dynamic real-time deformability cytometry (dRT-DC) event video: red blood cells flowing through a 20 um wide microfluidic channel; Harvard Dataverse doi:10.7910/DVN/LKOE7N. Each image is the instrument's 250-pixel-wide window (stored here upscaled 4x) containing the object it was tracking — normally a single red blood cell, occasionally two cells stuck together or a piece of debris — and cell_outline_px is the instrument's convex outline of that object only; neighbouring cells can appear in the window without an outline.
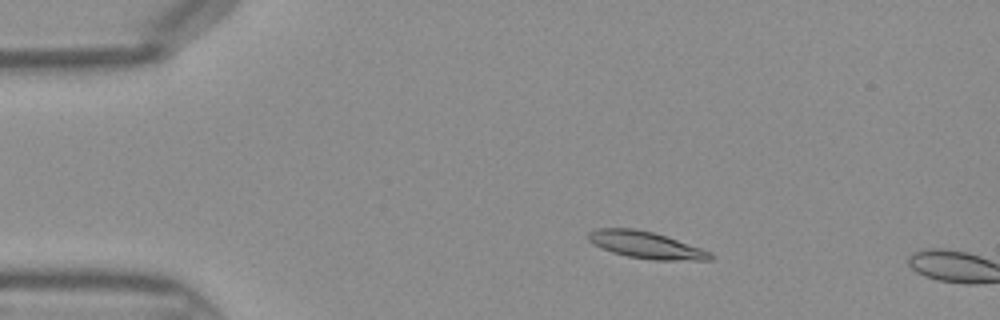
{"species": "Egyptian fruit bat (a non-hibernating species)", "species_latin": "Rousettus aegyptiacus", "temperature_condition": "warm", "stored_images_in_passage": 4, "camera_frame_rate_fps": 3000, "um_per_image_px": 0.085, "frame": {"image": 1, "passage_image": 2, "time_ms": 0.333, "image_size_px": [1000, 320], "cell_outline_px": [[716, 256], [712, 260], [652, 260], [628, 256], [612, 252], [592, 244], [588, 240], [588, 232], [596, 228], [636, 228], [652, 232], [712, 252]], "centroid_in_image_um": [54.89, 20.83], "position_along_channel_um": 30.1, "area_um2": 19.07}}